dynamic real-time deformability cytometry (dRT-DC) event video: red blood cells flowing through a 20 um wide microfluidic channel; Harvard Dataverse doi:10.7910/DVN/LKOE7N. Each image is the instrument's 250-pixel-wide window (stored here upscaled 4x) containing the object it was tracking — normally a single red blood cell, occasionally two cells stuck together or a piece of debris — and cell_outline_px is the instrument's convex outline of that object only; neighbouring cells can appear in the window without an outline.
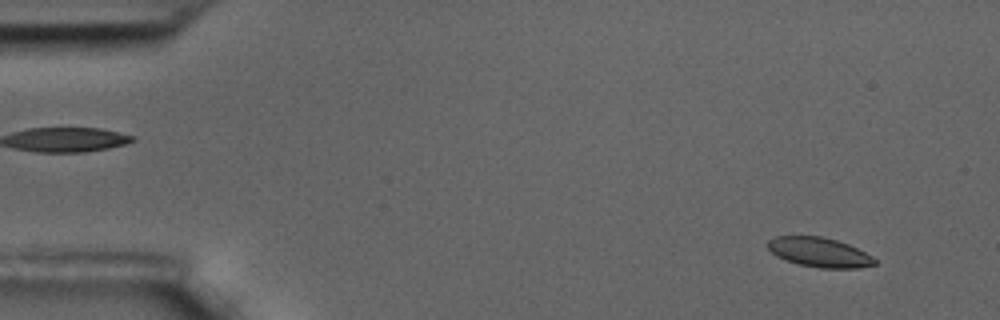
{"species": "common noctule bat (a hibernating species)", "species_latin": "Nyctalus noctula", "temperature_condition": "room temperature", "stored_images_in_passage": 59, "camera_frame_rate_fps": 3000, "um_per_image_px": 0.085, "animal": {"sex": "male", "body_mass_g": 17.5, "forearm_length_mm": 52.3}, "frame": {"image": 1, "passage_image": 4, "time_ms": 1.0, "image_size_px": [1000, 320], "cell_outline_px": [[876, 264], [860, 268], [820, 268], [800, 264], [776, 256], [764, 244], [768, 240], [776, 236], [824, 236], [848, 244], [872, 256], [876, 260]], "centroid_in_image_um": [69.63, 21.43], "position_along_channel_um": 15.4, "area_um2": 18.38}}
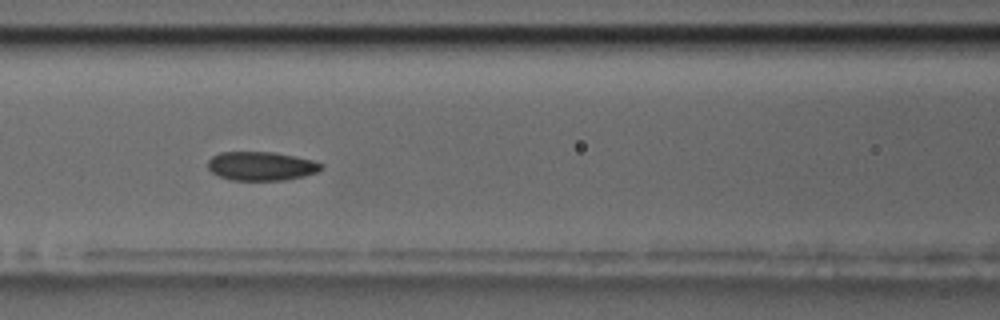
{"frame": {"image": 2, "passage_image": 25, "time_ms": 8.0, "image_size_px": [1000, 320], "cell_outline_px": [[324, 168], [316, 172], [304, 176], [284, 180], [232, 180], [220, 176], [212, 172], [208, 168], [208, 160], [212, 156], [220, 152], [272, 152], [312, 160], [324, 164]], "centroid_in_image_um": [22.21, 14.12], "position_along_channel_um": 144.4, "area_um2": 18.96}}
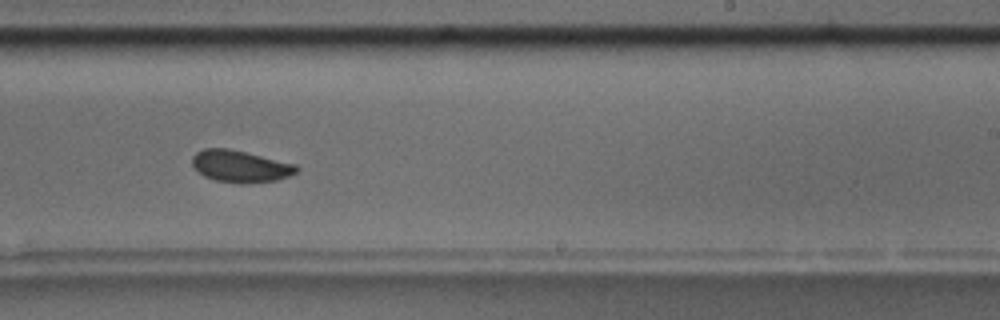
{"frame": {"image": 3, "passage_image": 36, "time_ms": 11.667, "image_size_px": [1000, 320], "cell_outline_px": [[300, 172], [276, 180], [248, 184], [240, 184], [216, 180], [204, 176], [192, 164], [192, 156], [196, 152], [204, 148], [228, 148], [296, 164], [300, 168]], "centroid_in_image_um": [20.46, 14.14], "position_along_channel_um": 268.5, "area_um2": 19.48}, "authors_computed_cell_mechanics": {"area_um2": 19.4208, "velocity_mm_per_s": 3.4048, "shape_relaxation_time_tau1_ms": null, "shape_relaxation_time_tau2_ms": 3.4418, "deformation_change_tau1": null, "deformation_change_tau2": 0.0676}}